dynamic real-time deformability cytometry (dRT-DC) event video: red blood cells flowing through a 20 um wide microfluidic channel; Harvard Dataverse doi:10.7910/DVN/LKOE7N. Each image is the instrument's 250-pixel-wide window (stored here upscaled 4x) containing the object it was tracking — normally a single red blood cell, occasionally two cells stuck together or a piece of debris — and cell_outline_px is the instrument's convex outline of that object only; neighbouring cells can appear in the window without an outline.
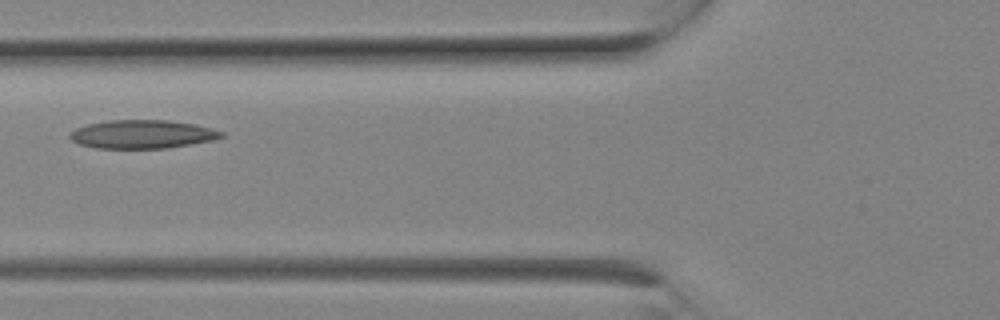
{"species": "Egyptian fruit bat (a non-hibernating species)", "species_latin": "Rousettus aegyptiacus", "temperature_condition": "room temperature", "stored_images_in_passage": 2, "camera_frame_rate_fps": 3000, "um_per_image_px": 0.085, "animal": {"sex": "female"}, "frame": {"image": 1, "passage_image": 2, "time_ms": 0.333, "image_size_px": [1000, 320], "cell_outline_px": [[224, 136], [212, 140], [168, 148], [96, 148], [80, 144], [72, 140], [68, 136], [76, 128], [88, 124], [108, 120], [168, 120], [196, 124], [212, 128], [224, 132]], "centroid_in_image_um": [12.11, 11.4], "position_along_channel_um": 113.7, "area_um2": 25.09}}